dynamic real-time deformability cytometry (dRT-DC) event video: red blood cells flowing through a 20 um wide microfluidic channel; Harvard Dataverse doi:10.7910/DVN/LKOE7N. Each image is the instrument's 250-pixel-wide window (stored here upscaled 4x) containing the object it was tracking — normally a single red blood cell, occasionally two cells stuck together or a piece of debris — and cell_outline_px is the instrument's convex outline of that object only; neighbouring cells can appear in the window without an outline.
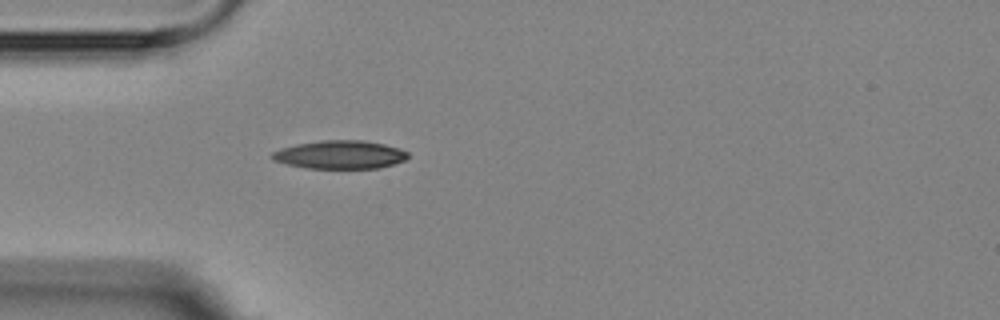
{"species": "Egyptian fruit bat (a non-hibernating species)", "species_latin": "Rousettus aegyptiacus", "temperature_condition": "room temperature", "stored_images_in_passage": 5, "camera_frame_rate_fps": 3000, "um_per_image_px": 0.085, "animal": {"sex": "female"}, "frame": {"image": 1, "passage_image": 5, "time_ms": 5.0, "image_size_px": [1000, 320], "cell_outline_px": [[408, 156], [404, 160], [392, 164], [376, 168], [308, 168], [288, 164], [272, 160], [268, 156], [272, 152], [280, 148], [296, 144], [320, 140], [364, 140], [384, 144], [400, 148], [408, 152]], "centroid_in_image_um": [28.86, 13.13], "position_along_channel_um": 56.1, "area_um2": 22.43}}